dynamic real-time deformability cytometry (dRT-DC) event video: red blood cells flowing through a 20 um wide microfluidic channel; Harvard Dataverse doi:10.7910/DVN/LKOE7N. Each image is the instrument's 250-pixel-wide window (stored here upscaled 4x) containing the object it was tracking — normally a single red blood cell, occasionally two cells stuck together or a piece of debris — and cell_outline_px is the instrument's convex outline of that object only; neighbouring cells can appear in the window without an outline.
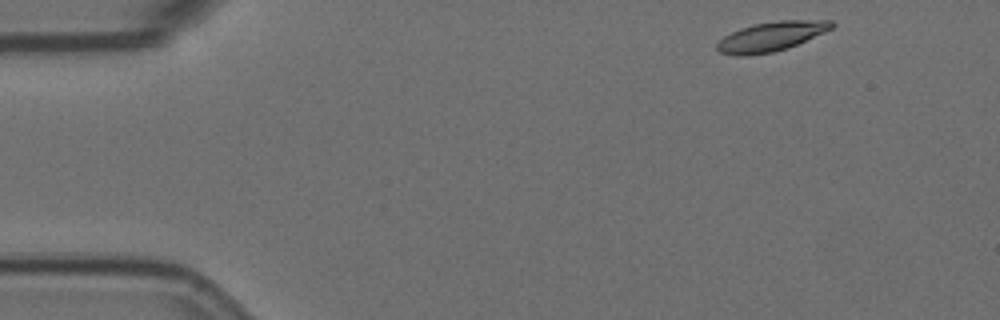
{"species": "Egyptian fruit bat (a non-hibernating species)", "species_latin": "Rousettus aegyptiacus", "temperature_condition": "room temperature", "stored_images_in_passage": 4, "camera_frame_rate_fps": 3000, "um_per_image_px": 0.085, "animal": {"sex": "female"}, "frame": {"image": 1, "passage_image": 1, "time_ms": 0.0, "image_size_px": [1000, 320], "cell_outline_px": [[836, 24], [832, 28], [824, 32], [788, 48], [772, 52], [744, 56], [740, 56], [720, 52], [716, 48], [716, 44], [724, 36], [740, 28], [756, 24], [776, 20], [832, 20]], "centroid_in_image_um": [65.56, 3.09], "position_along_channel_um": 19.4, "area_um2": 19.54}}
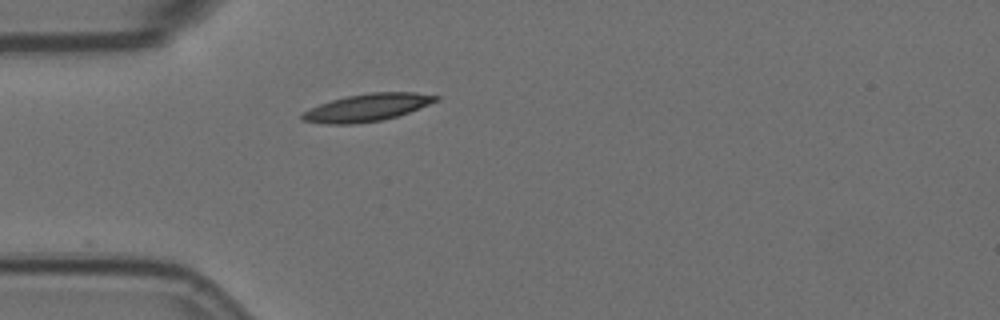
{"frame": {"image": 2, "passage_image": 4, "time_ms": 1.0, "image_size_px": [1000, 320], "cell_outline_px": [[440, 100], [408, 112], [396, 116], [380, 120], [352, 124], [328, 124], [300, 120], [300, 116], [304, 112], [320, 104], [344, 96], [372, 92], [416, 92], [440, 96]], "centroid_in_image_um": [31.22, 9.13], "position_along_channel_um": 53.8, "area_um2": 21.21}}